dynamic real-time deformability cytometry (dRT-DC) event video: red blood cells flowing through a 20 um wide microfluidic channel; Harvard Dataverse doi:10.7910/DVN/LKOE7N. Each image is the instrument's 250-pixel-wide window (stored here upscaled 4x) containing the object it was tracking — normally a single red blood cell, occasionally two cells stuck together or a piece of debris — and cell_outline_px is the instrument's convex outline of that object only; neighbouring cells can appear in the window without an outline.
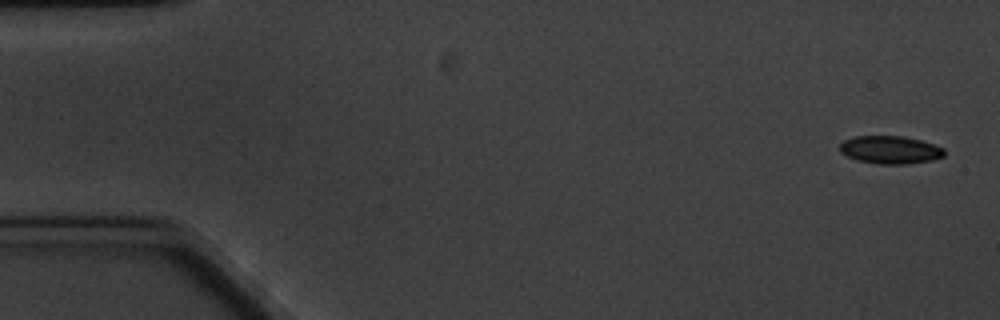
{"species": "common noctule bat (a hibernating species)", "species_latin": "Nyctalus noctula", "temperature_condition": "cold", "stored_images_in_passage": 9, "camera_frame_rate_fps": 3000, "um_per_image_px": 0.085, "animal": {"sex": "male", "body_mass_g": 20.1, "forearm_length_mm": 53.5}, "frame": {"image": 1, "passage_image": 1, "time_ms": 0.0, "image_size_px": [1000, 320], "cell_outline_px": [[944, 156], [932, 160], [908, 164], [880, 164], [856, 160], [840, 152], [840, 144], [844, 140], [856, 136], [904, 136], [920, 140], [944, 148]], "centroid_in_image_um": [75.66, 12.74], "position_along_channel_um": 9.3, "area_um2": 16.94}}
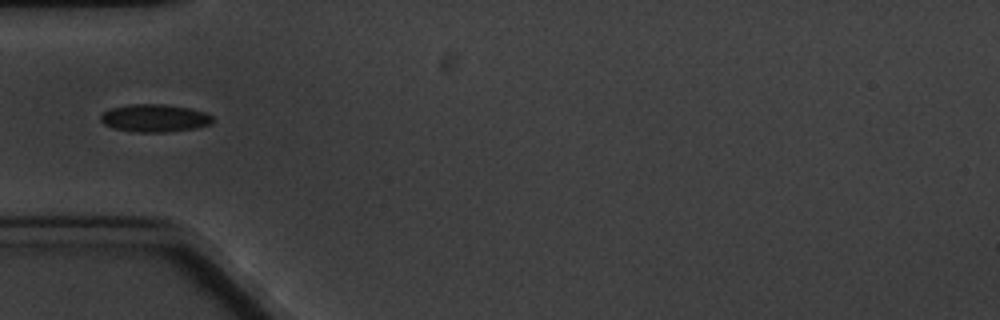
{"frame": {"image": 2, "passage_image": 6, "time_ms": 5.667, "image_size_px": [1000, 320], "cell_outline_px": [[212, 124], [196, 128], [164, 132], [136, 132], [112, 128], [104, 124], [100, 120], [100, 116], [104, 112], [112, 108], [128, 104], [164, 104], [188, 108], [204, 112], [212, 116]], "centroid_in_image_um": [13.13, 10.04], "position_along_channel_um": 71.9, "area_um2": 18.03}}